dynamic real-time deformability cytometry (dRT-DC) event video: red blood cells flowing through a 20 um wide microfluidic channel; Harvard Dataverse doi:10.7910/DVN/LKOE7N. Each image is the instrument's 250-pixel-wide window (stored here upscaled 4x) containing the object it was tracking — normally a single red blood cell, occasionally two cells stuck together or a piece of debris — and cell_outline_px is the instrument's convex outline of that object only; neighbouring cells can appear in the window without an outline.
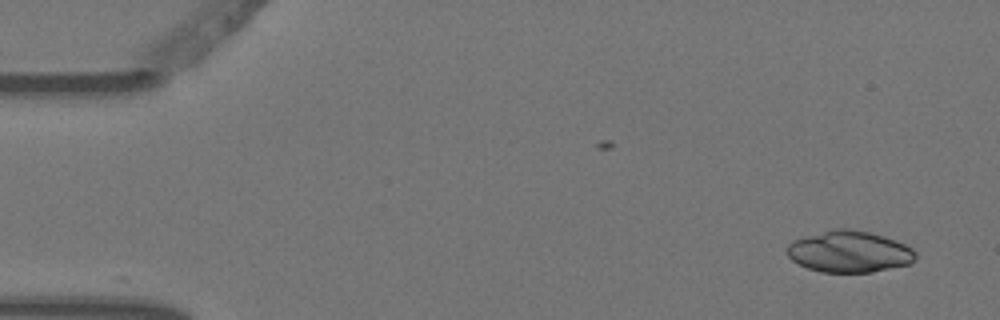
{"species": "Egyptian fruit bat (a non-hibernating species)", "species_latin": "Rousettus aegyptiacus", "temperature_condition": "warm", "stored_images_in_passage": 3, "camera_frame_rate_fps": 3000, "um_per_image_px": 0.085, "animal": {"sex": "female"}, "frame": {"image": 1, "passage_image": 1, "time_ms": 0.0, "image_size_px": [1000, 320], "cell_outline_px": [[916, 260], [908, 264], [872, 272], [820, 272], [808, 268], [792, 260], [788, 256], [788, 244], [792, 240], [804, 236], [832, 228], [848, 228], [868, 232], [884, 236], [896, 240], [912, 248], [916, 252]], "centroid_in_image_um": [72.19, 21.38], "position_along_channel_um": 12.8, "area_um2": 31.15}}